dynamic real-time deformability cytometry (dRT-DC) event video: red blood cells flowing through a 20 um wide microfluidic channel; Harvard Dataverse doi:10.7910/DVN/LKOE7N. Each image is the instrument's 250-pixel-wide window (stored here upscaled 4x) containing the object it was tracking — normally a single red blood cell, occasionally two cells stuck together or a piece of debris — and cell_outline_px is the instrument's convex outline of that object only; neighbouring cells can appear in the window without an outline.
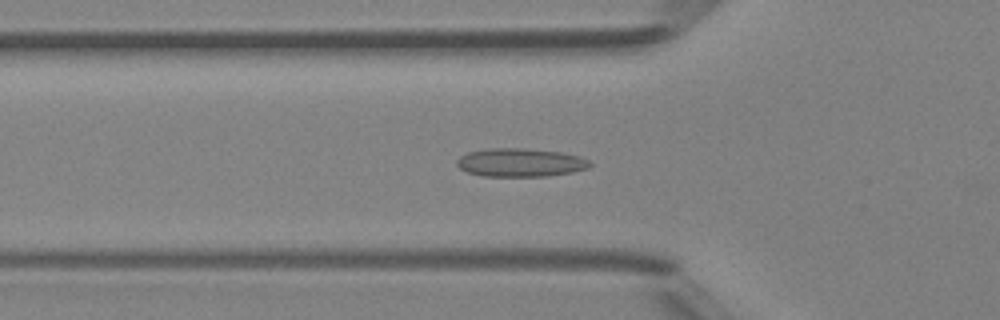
{"species": "Egyptian fruit bat (a non-hibernating species)", "species_latin": "Rousettus aegyptiacus", "temperature_condition": "room temperature", "stored_images_in_passage": 49, "camera_frame_rate_fps": 3000, "um_per_image_px": 0.085, "animal": {"sex": "female"}, "frame": {"image": 1, "passage_image": 17, "time_ms": 5.333, "image_size_px": [1000, 320], "cell_outline_px": [[592, 164], [588, 168], [572, 172], [548, 176], [484, 176], [468, 172], [460, 168], [456, 164], [456, 160], [460, 156], [468, 152], [488, 148], [524, 148], [560, 152], [580, 156], [588, 160]], "centroid_in_image_um": [44.23, 13.81], "position_along_channel_um": 81.6, "area_um2": 22.02}}
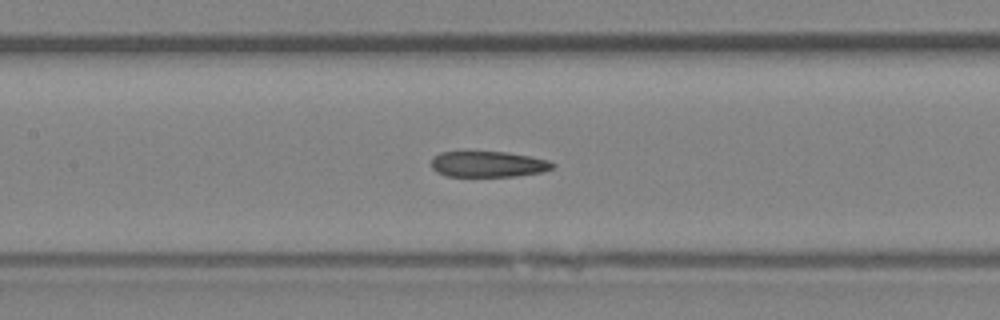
{"frame": {"image": 2, "passage_image": 23, "time_ms": 7.333, "image_size_px": [1000, 320], "cell_outline_px": [[556, 164], [552, 168], [544, 172], [516, 176], [444, 176], [436, 172], [432, 168], [432, 156], [440, 152], [504, 152], [532, 156], [548, 160]], "centroid_in_image_um": [41.5, 13.96], "position_along_channel_um": 165.9, "area_um2": 18.38}}
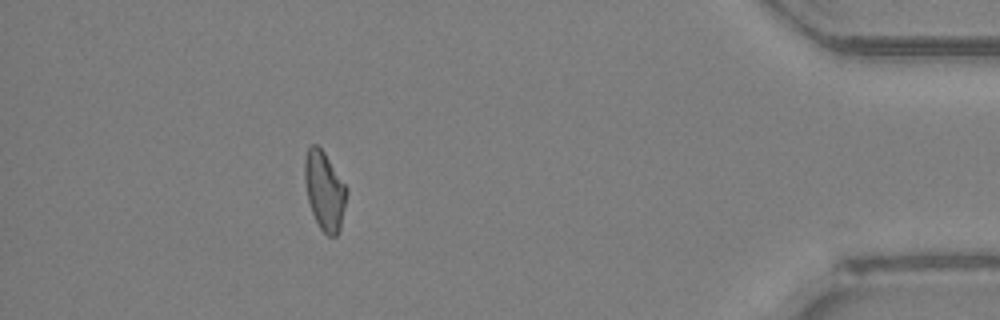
{"frame": {"image": 3, "passage_image": 44, "time_ms": 14.333, "image_size_px": [1000, 320], "cell_outline_px": [[348, 192], [340, 228], [336, 236], [328, 236], [320, 228], [312, 212], [308, 200], [304, 180], [304, 160], [308, 148], [312, 144], [316, 144], [324, 152], [348, 188]], "centroid_in_image_um": [27.59, 16.2], "position_along_channel_um": 407.6, "area_um2": 19.19}, "authors_computed_cell_mechanics": {"area_um2": 19.5364, "velocity_mm_per_s": 4.2217, "shape_relaxation_time_tau1_ms": null, "shape_relaxation_time_tau2_ms": 9.2012, "deformation_change_tau1": null, "deformation_change_tau2": 0.1865}}